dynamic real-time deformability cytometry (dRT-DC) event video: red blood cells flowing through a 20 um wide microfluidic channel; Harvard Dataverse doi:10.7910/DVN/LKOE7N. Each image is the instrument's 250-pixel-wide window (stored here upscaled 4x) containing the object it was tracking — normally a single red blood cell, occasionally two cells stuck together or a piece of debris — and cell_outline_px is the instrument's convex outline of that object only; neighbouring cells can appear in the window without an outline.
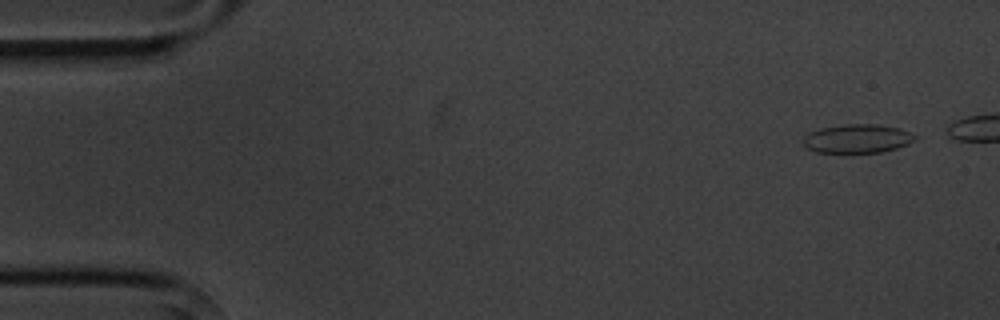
{"species": "common noctule bat (a hibernating species)", "species_latin": "Nyctalus noctula", "temperature_condition": "cold", "stored_images_in_passage": 6, "camera_frame_rate_fps": 3000, "um_per_image_px": 0.085, "animal": {"sex": "male", "body_mass_g": 20.1, "forearm_length_mm": 53.5}, "frame": {"image": 1, "passage_image": 1, "time_ms": 0.0, "image_size_px": [1000, 320], "cell_outline_px": [[916, 140], [908, 144], [884, 152], [816, 152], [808, 148], [804, 144], [804, 136], [808, 132], [820, 128], [844, 124], [876, 124], [900, 128], [916, 136]], "centroid_in_image_um": [72.88, 11.77], "position_along_channel_um": 12.1, "area_um2": 18.67}}
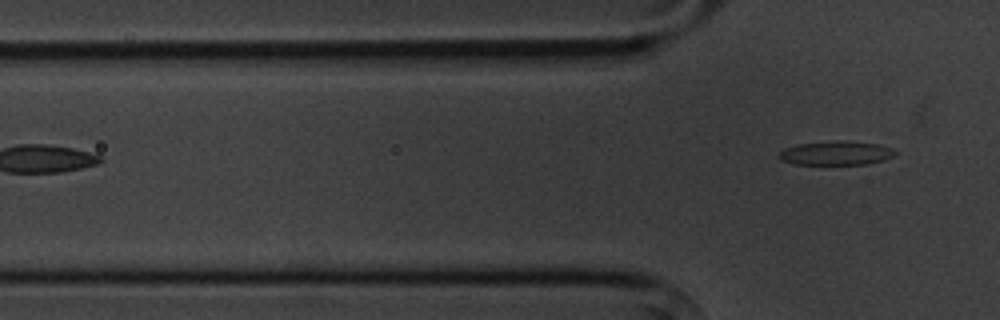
{"frame": {"image": 2, "passage_image": 6, "time_ms": 6.0, "image_size_px": [1000, 320], "cell_outline_px": [[896, 152], [892, 156], [880, 160], [864, 164], [796, 164], [780, 160], [776, 156], [784, 148], [796, 144], [832, 140], [844, 140], [880, 144], [892, 148]], "centroid_in_image_um": [71.0, 12.99], "position_along_channel_um": 54.8, "area_um2": 16.3}}